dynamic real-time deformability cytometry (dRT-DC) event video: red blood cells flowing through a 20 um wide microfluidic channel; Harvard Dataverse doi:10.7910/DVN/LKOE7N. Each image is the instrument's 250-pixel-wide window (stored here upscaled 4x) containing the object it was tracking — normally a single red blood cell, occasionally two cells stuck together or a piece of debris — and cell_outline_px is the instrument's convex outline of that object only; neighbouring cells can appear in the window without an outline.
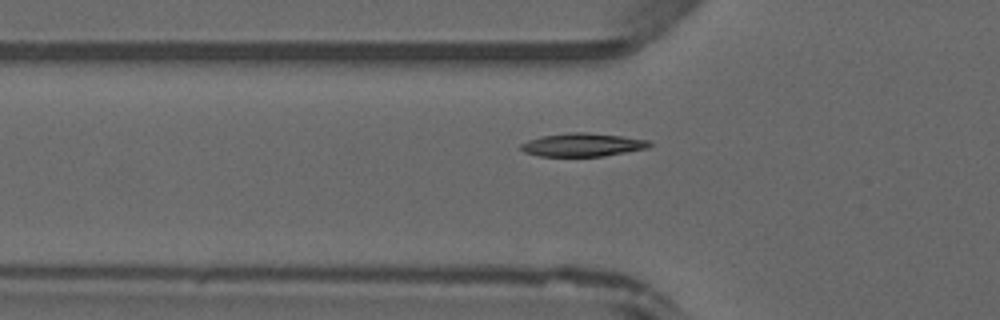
{"species": "common noctule bat (a hibernating species)", "species_latin": "Nyctalus noctula", "temperature_condition": "warm", "stored_images_in_passage": 32, "camera_frame_rate_fps": 3000, "um_per_image_px": 0.085, "animal": {"sex": "male", "forearm_length_mm": 52.5}, "frame": {"image": 1, "passage_image": 5, "time_ms": 1.333, "image_size_px": [1000, 320], "cell_outline_px": [[652, 144], [648, 148], [604, 156], [540, 156], [524, 152], [520, 148], [520, 144], [528, 140], [540, 136], [572, 132], [584, 132], [620, 136], [648, 140]], "centroid_in_image_um": [49.49, 12.31], "position_along_channel_um": 76.3, "area_um2": 17.34}}
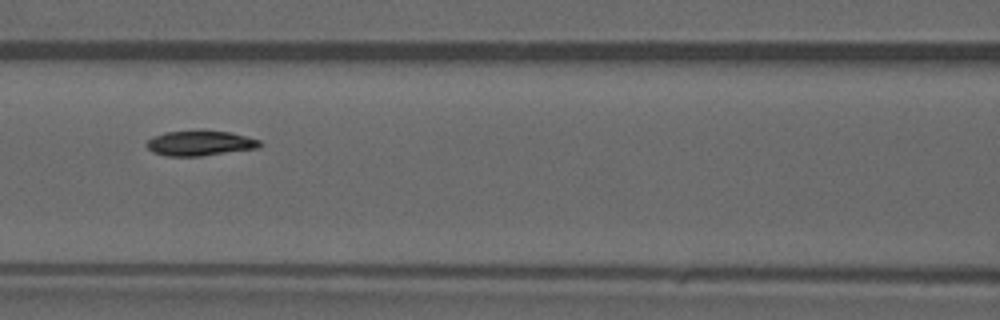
{"frame": {"image": 2, "passage_image": 10, "time_ms": 3.0, "image_size_px": [1000, 320], "cell_outline_px": [[264, 144], [260, 148], [200, 156], [164, 156], [152, 152], [144, 144], [152, 136], [164, 132], [200, 128], [204, 128], [232, 132], [260, 140]], "centroid_in_image_um": [17.0, 12.13], "position_along_channel_um": 149.6, "area_um2": 17.46}}